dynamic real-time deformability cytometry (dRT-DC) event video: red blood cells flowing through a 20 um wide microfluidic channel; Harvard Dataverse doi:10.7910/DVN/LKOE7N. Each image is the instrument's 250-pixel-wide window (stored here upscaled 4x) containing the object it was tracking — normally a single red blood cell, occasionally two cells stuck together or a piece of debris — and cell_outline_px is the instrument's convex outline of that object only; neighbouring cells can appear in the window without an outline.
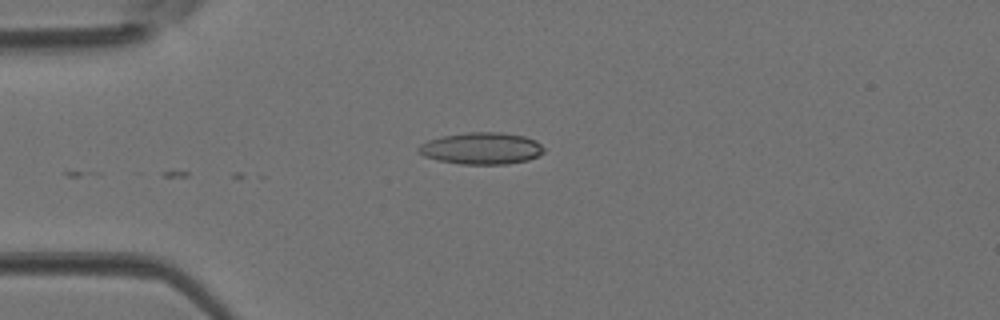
{"species": "Egyptian fruit bat (a non-hibernating species)", "species_latin": "Rousettus aegyptiacus", "temperature_condition": "room temperature", "stored_images_in_passage": 12, "camera_frame_rate_fps": 3000, "um_per_image_px": 0.085, "animal": {"sex": "female"}, "frame": {"image": 1, "passage_image": 12, "time_ms": 3.667, "image_size_px": [1000, 320], "cell_outline_px": [[544, 152], [528, 160], [508, 164], [460, 164], [440, 160], [424, 156], [416, 152], [416, 148], [420, 144], [428, 140], [444, 136], [468, 132], [500, 132], [524, 136], [536, 140], [544, 148]], "centroid_in_image_um": [40.91, 12.61], "position_along_channel_um": 44.1, "area_um2": 23.24}}